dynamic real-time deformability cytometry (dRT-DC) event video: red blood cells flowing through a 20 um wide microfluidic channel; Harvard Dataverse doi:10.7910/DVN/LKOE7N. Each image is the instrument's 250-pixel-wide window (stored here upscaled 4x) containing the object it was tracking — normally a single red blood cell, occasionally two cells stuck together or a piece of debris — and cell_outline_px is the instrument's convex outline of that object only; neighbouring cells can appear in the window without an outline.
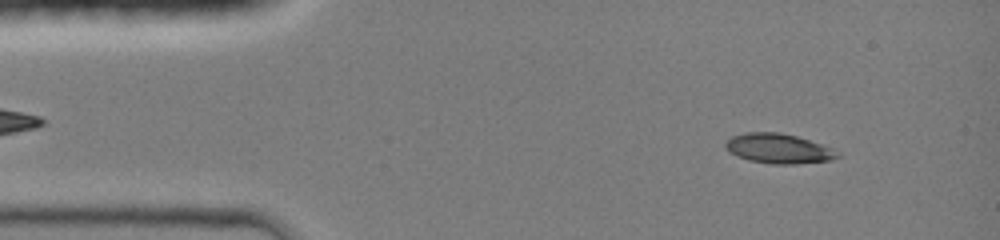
{"species": "common noctule bat (a hibernating species)", "species_latin": "Nyctalus noctula", "temperature_condition": "room temperature", "stored_images_in_passage": 43, "camera_frame_rate_fps": 3000, "um_per_image_px": 0.085, "animal": {"sex": "female", "body_mass_g": 19.0, "forearm_length_mm": 51.5}, "frame": {"image": 1, "passage_image": 4, "time_ms": 1.0, "image_size_px": [1000, 240], "cell_outline_px": [[840, 156], [832, 160], [796, 164], [772, 164], [748, 160], [736, 156], [728, 152], [724, 148], [724, 144], [732, 136], [744, 132], [780, 132], [796, 136], [832, 148], [840, 152]], "centroid_in_image_um": [66.15, 12.63], "position_along_channel_um": 18.9, "area_um2": 19.59}}
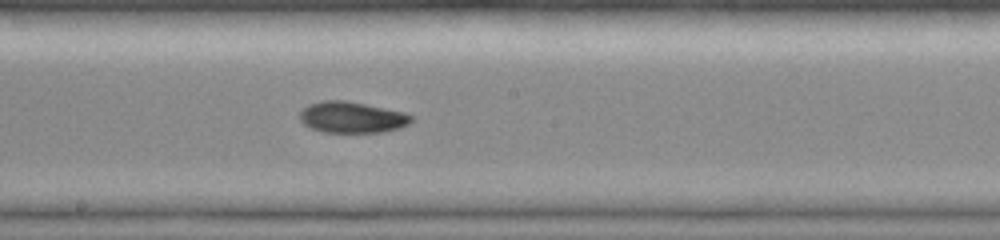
{"frame": {"image": 2, "passage_image": 23, "time_ms": 7.333, "image_size_px": [1000, 240], "cell_outline_px": [[412, 120], [408, 124], [400, 128], [384, 132], [324, 132], [308, 128], [300, 120], [300, 112], [308, 104], [320, 100], [348, 100], [404, 112], [412, 116]], "centroid_in_image_um": [29.89, 9.96], "position_along_channel_um": 218.3, "area_um2": 20.46}}
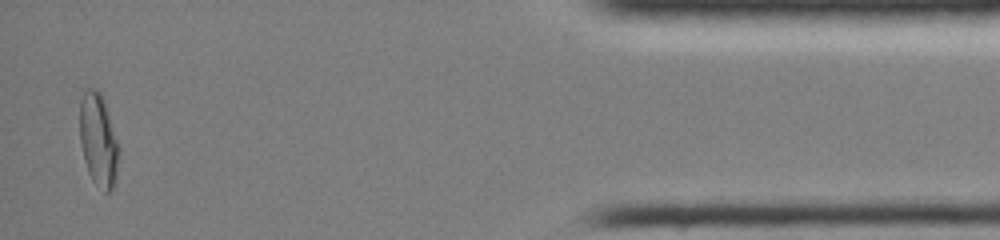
{"frame": {"image": 3, "passage_image": 42, "time_ms": 13.667, "image_size_px": [1000, 240], "cell_outline_px": [[120, 152], [116, 180], [112, 188], [108, 192], [104, 192], [92, 180], [88, 172], [84, 160], [80, 140], [80, 88], [96, 88], [100, 92], [104, 100], [120, 148]], "centroid_in_image_um": [8.36, 11.86], "position_along_channel_um": 426.8, "area_um2": 21.62}, "authors_computed_cell_mechanics": {"area_um2": 19.9988, "velocity_mm_per_s": 4.3004, "shape_relaxation_time_tau1_ms": 11.0036, "shape_relaxation_time_tau2_ms": 4.3022, "deformation_change_tau1": 0.265, "deformation_change_tau2": 0.0734}}